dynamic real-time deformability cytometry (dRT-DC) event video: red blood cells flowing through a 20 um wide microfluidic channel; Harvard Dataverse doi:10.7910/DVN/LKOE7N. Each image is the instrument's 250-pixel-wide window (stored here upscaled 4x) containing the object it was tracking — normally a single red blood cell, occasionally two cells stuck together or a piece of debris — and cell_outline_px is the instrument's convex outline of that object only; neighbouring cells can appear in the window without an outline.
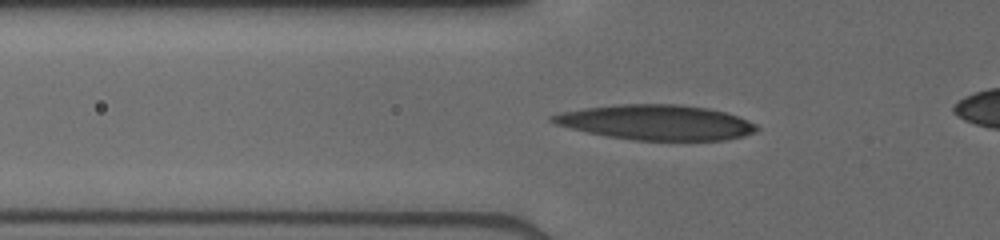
{"species": "human", "species_latin": "Homo sapiens", "temperature_condition": "cold", "stored_images_in_passage": 39, "camera_frame_rate_fps": 3000, "um_per_image_px": 0.085, "donor": {"sex": "male"}, "frame": {"image": 1, "passage_image": 10, "time_ms": 3.0, "image_size_px": [1000, 240], "cell_outline_px": [[760, 128], [756, 132], [744, 136], [724, 140], [632, 140], [604, 136], [556, 124], [548, 120], [548, 116], [564, 112], [584, 108], [624, 104], [676, 104], [708, 108], [724, 112], [748, 120], [756, 124]], "centroid_in_image_um": [55.8, 10.41], "position_along_channel_um": 70.0, "area_um2": 41.62}}
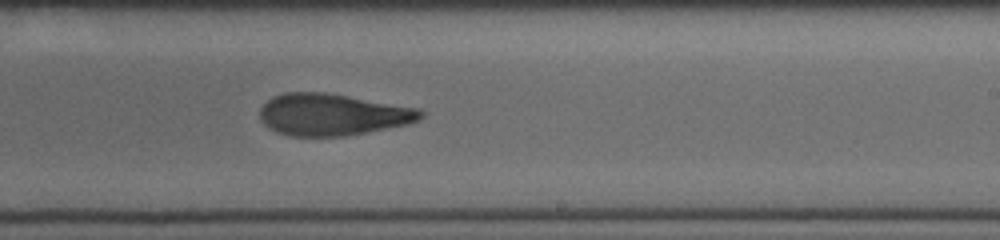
{"frame": {"image": 2, "passage_image": 24, "time_ms": 7.667, "image_size_px": [1000, 240], "cell_outline_px": [[424, 116], [420, 120], [408, 124], [368, 132], [344, 136], [288, 136], [276, 132], [264, 124], [260, 120], [260, 108], [272, 96], [284, 92], [324, 92], [420, 108], [424, 112]], "centroid_in_image_um": [28.26, 9.74], "position_along_channel_um": 260.7, "area_um2": 39.36}}
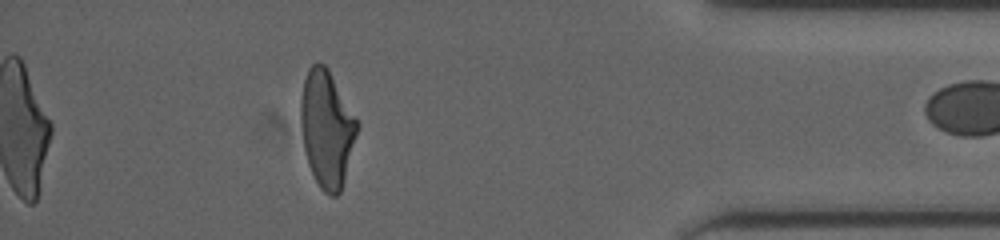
{"frame": {"image": 3, "passage_image": 38, "time_ms": 12.0, "image_size_px": [1000, 240], "cell_outline_px": [[360, 124], [344, 180], [340, 192], [336, 196], [332, 196], [324, 192], [320, 188], [308, 164], [304, 148], [300, 120], [300, 100], [304, 80], [308, 68], [316, 60], [324, 64], [328, 68]], "centroid_in_image_um": [27.77, 10.9], "position_along_channel_um": 407.4, "area_um2": 38.44}}